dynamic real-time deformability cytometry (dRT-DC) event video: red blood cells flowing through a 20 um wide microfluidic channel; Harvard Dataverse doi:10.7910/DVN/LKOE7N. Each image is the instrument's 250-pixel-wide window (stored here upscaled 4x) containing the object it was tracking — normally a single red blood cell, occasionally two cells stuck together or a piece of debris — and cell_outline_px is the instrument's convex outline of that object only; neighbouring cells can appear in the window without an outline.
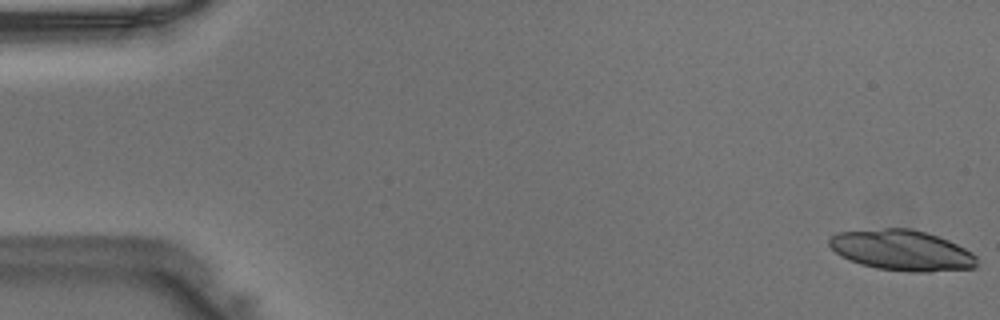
{"species": "Egyptian fruit bat (a non-hibernating species)", "species_latin": "Rousettus aegyptiacus", "temperature_condition": "warm", "stored_images_in_passage": 47, "camera_frame_rate_fps": 3000, "um_per_image_px": 0.085, "animal": {"sex": "male"}, "frame": {"image": 1, "passage_image": 1, "time_ms": 0.0, "image_size_px": [1000, 320], "cell_outline_px": [[976, 268], [932, 272], [908, 272], [876, 268], [860, 264], [848, 260], [840, 256], [828, 244], [828, 240], [836, 232], [884, 228], [912, 228], [948, 240], [972, 252], [976, 256]], "centroid_in_image_um": [76.64, 21.28], "position_along_channel_um": 8.4, "area_um2": 35.08}}
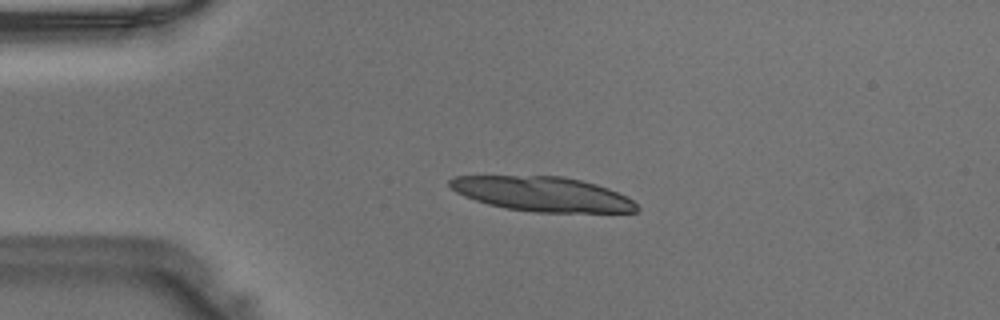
{"frame": {"image": 2, "passage_image": 11, "time_ms": 3.333, "image_size_px": [1000, 320], "cell_outline_px": [[640, 208], [636, 212], [536, 212], [504, 208], [488, 204], [464, 196], [456, 192], [448, 184], [448, 180], [452, 176], [560, 176], [580, 180], [596, 184], [608, 188], [632, 200]], "centroid_in_image_um": [46.07, 16.49], "position_along_channel_um": 38.9, "area_um2": 37.57}}